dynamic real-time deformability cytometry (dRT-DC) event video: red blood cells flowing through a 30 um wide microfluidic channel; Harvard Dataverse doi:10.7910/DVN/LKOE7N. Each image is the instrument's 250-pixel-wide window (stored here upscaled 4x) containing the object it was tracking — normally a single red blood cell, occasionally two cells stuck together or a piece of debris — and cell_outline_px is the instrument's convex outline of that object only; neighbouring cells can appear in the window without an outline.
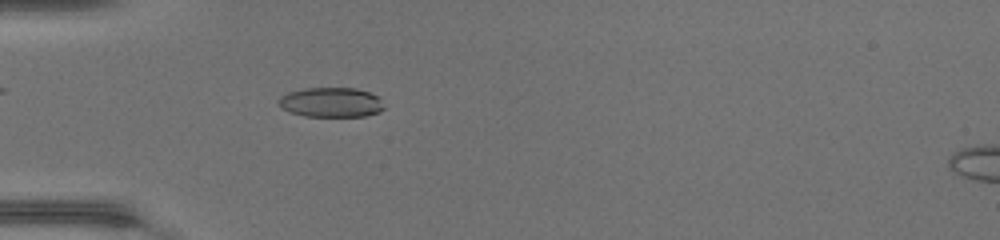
{"species": "common noctule bat (a hibernating species)", "species_latin": "Nyctalus noctula", "temperature_condition": "warm", "stored_images_in_passage": 46, "camera_frame_rate_fps": 3000, "um_per_image_px": 0.085, "animal": {"sex": "female", "body_mass_g": 17.0, "forearm_length_mm": 48.0}, "frame": {"image": 1, "passage_image": 13, "time_ms": 4.0, "image_size_px": [1000, 240], "cell_outline_px": [[384, 108], [380, 112], [364, 116], [304, 116], [292, 112], [284, 108], [276, 100], [280, 96], [288, 92], [304, 88], [356, 88], [380, 96]], "centroid_in_image_um": [28.17, 8.69], "position_along_channel_um": 56.8, "area_um2": 18.26}}
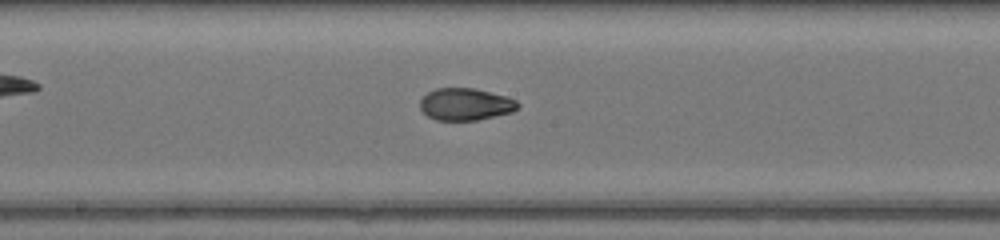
{"frame": {"image": 2, "passage_image": 24, "time_ms": 7.667, "image_size_px": [1000, 240], "cell_outline_px": [[520, 104], [512, 112], [476, 120], [436, 120], [428, 116], [420, 108], [420, 100], [428, 92], [436, 88], [476, 88], [508, 96], [516, 100]], "centroid_in_image_um": [39.58, 8.85], "position_along_channel_um": 208.6, "area_um2": 18.32}}
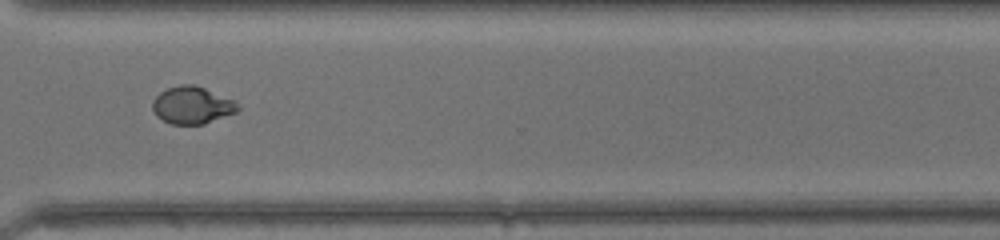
{"frame": {"image": 3, "passage_image": 34, "time_ms": 11.0, "image_size_px": [1000, 240], "cell_outline_px": [[240, 108], [236, 112], [204, 124], [172, 124], [156, 116], [152, 108], [152, 100], [160, 92], [168, 88], [180, 84], [196, 84], [236, 100]], "centroid_in_image_um": [16.34, 8.92], "position_along_channel_um": 354.3, "area_um2": 18.73}, "authors_computed_cell_mechanics": {"area_um2": 18.9584, "velocity_mm_per_s": 4.3777, "shape_relaxation_time_tau1_ms": 11.1585, "shape_relaxation_time_tau2_ms": null, "deformation_change_tau1": 0.3643, "deformation_change_tau2": null}}